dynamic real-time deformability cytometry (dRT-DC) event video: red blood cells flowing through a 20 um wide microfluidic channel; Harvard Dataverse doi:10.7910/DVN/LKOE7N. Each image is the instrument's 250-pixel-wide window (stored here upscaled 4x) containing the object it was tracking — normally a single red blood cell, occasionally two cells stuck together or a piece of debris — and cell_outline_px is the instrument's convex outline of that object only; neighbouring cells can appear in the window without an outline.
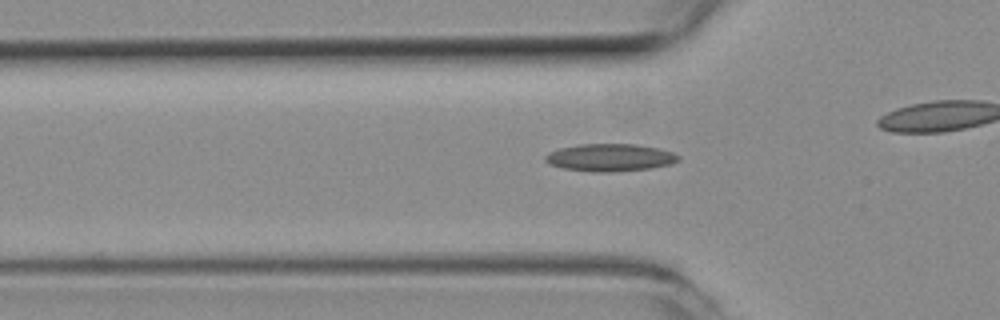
{"species": "common noctule bat (a hibernating species)", "species_latin": "Nyctalus noctula", "temperature_condition": "room temperature", "stored_images_in_passage": 41, "camera_frame_rate_fps": 3000, "um_per_image_px": 0.085, "animal": {"sex": "female", "body_mass_g": 19.3, "forearm_length_mm": 54.1}, "frame": {"image": 1, "passage_image": 17, "time_ms": 5.333, "image_size_px": [1000, 320], "cell_outline_px": [[680, 160], [672, 164], [652, 168], [612, 172], [592, 172], [564, 168], [548, 164], [544, 160], [544, 156], [548, 152], [560, 148], [580, 144], [636, 144], [656, 148], [672, 152], [680, 156]], "centroid_in_image_um": [51.84, 13.39], "position_along_channel_um": 74.0, "area_um2": 21.44}}
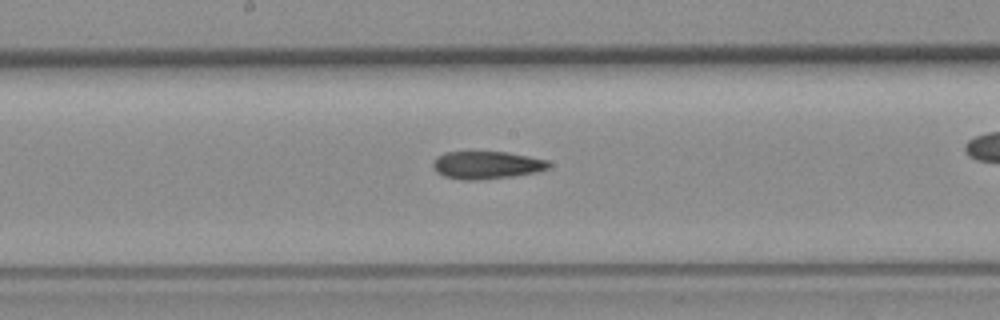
{"frame": {"image": 2, "passage_image": 27, "time_ms": 8.667, "image_size_px": [1000, 320], "cell_outline_px": [[552, 164], [548, 168], [540, 172], [512, 176], [480, 180], [460, 180], [444, 176], [436, 172], [432, 168], [432, 160], [436, 156], [444, 152], [508, 152], [548, 160]], "centroid_in_image_um": [41.35, 14.03], "position_along_channel_um": 206.9, "area_um2": 19.02}}
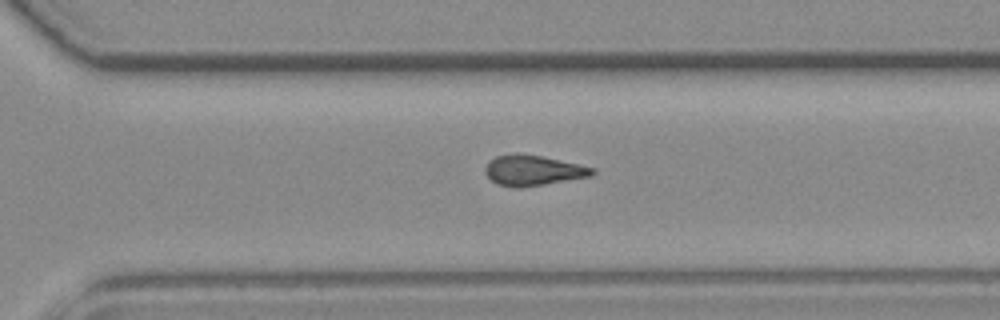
{"frame": {"image": 3, "passage_image": 36, "time_ms": 11.667, "image_size_px": [1000, 320], "cell_outline_px": [[596, 172], [592, 176], [520, 188], [512, 188], [496, 184], [484, 172], [484, 168], [496, 156], [540, 156], [596, 168]], "centroid_in_image_um": [45.35, 14.54], "position_along_channel_um": 325.3, "area_um2": 18.32}}